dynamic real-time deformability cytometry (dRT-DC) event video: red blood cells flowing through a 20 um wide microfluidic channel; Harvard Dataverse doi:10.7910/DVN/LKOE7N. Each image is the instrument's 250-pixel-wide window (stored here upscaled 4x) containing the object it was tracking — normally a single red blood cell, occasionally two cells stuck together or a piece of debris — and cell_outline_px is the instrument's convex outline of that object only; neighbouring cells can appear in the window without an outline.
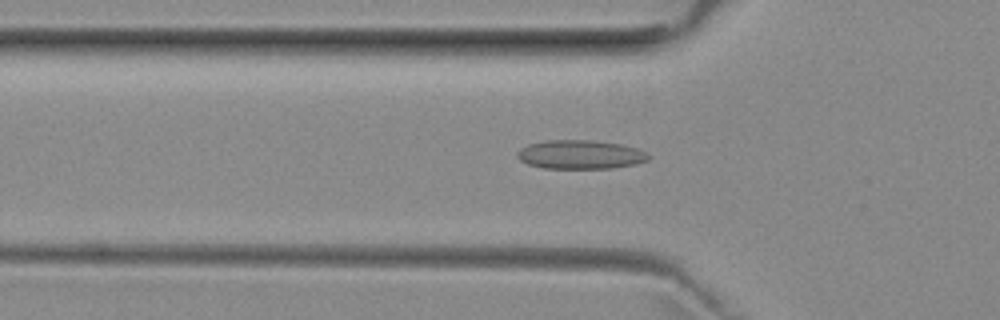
{"species": "common noctule bat (a hibernating species)", "species_latin": "Nyctalus noctula", "temperature_condition": "room temperature", "stored_images_in_passage": 41, "camera_frame_rate_fps": 3000, "um_per_image_px": 0.085, "animal": {"sex": "female", "body_mass_g": 29.2, "forearm_length_mm": 56.3}, "frame": {"image": 1, "passage_image": 13, "time_ms": 4.0, "image_size_px": [1000, 320], "cell_outline_px": [[648, 160], [632, 164], [608, 168], [544, 168], [528, 164], [520, 160], [516, 156], [516, 152], [520, 148], [528, 144], [544, 140], [588, 140], [620, 144], [636, 148], [644, 152], [648, 156]], "centroid_in_image_um": [49.24, 13.13], "position_along_channel_um": 76.6, "area_um2": 21.79}}
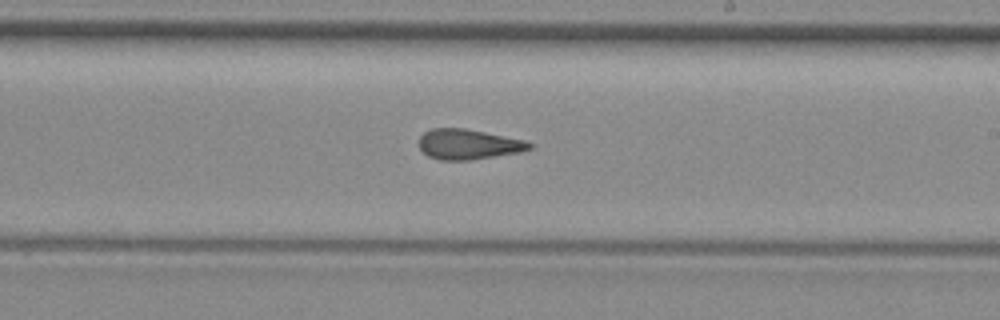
{"frame": {"image": 2, "passage_image": 26, "time_ms": 8.333, "image_size_px": [1000, 320], "cell_outline_px": [[532, 148], [520, 152], [468, 160], [440, 160], [428, 156], [420, 148], [420, 136], [424, 132], [432, 128], [464, 128], [524, 140], [532, 144]], "centroid_in_image_um": [39.79, 12.26], "position_along_channel_um": 249.2, "area_um2": 19.19}}
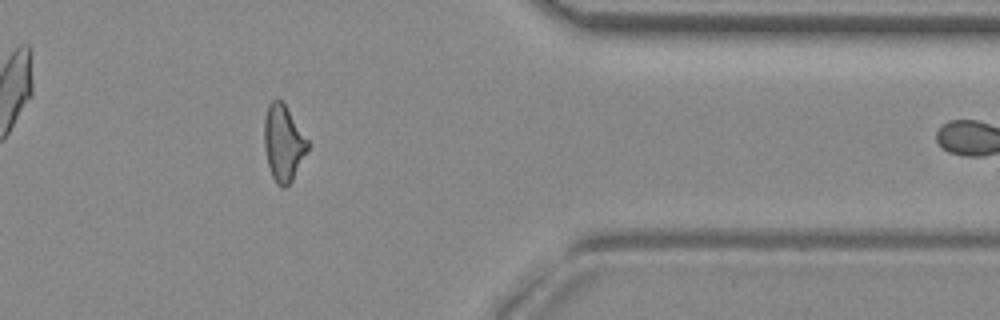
{"frame": {"image": 3, "passage_image": 38, "time_ms": 12.333, "image_size_px": [1000, 320], "cell_outline_px": [[308, 148], [292, 180], [284, 188], [280, 188], [276, 184], [272, 176], [268, 164], [264, 144], [264, 120], [268, 104], [272, 100], [280, 100], [284, 104], [308, 140]], "centroid_in_image_um": [24.06, 12.17], "position_along_channel_um": 387.3, "area_um2": 18.9}, "authors_computed_cell_mechanics": {"area_um2": 19.8832, "velocity_mm_per_s": 3.9827, "shape_relaxation_time_tau1_ms": null, "shape_relaxation_time_tau2_ms": 2.7667, "deformation_change_tau1": null, "deformation_change_tau2": 0.1145}}